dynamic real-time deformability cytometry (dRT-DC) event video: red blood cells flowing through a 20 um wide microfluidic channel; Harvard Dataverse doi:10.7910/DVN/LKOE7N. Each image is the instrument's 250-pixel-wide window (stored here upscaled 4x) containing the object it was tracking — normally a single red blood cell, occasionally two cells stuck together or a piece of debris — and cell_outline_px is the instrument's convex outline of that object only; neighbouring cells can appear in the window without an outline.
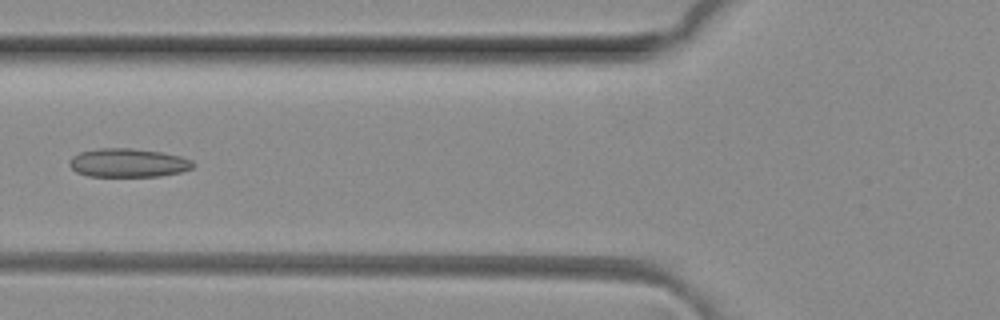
{"species": "common noctule bat (a hibernating species)", "species_latin": "Nyctalus noctula", "temperature_condition": "room temperature", "stored_images_in_passage": 6, "camera_frame_rate_fps": 3000, "um_per_image_px": 0.085, "animal": {"sex": "female", "body_mass_g": 29.2, "forearm_length_mm": 56.3}, "frame": {"image": 1, "passage_image": 5, "time_ms": 1.333, "image_size_px": [1000, 320], "cell_outline_px": [[196, 164], [192, 168], [180, 172], [160, 176], [88, 176], [76, 172], [68, 164], [68, 160], [72, 156], [80, 152], [100, 148], [132, 148], [160, 152], [180, 156], [192, 160]], "centroid_in_image_um": [10.87, 13.84], "position_along_channel_um": 114.9, "area_um2": 20.69}}
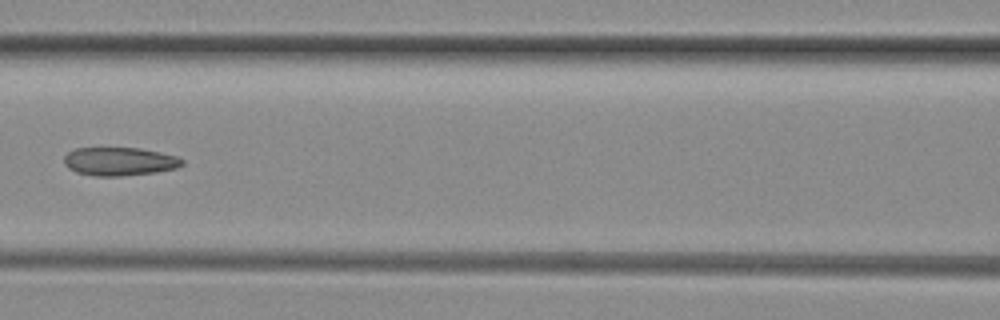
{"frame": {"image": 2, "passage_image": 6, "time_ms": 1.667, "image_size_px": [1000, 320], "cell_outline_px": [[184, 164], [176, 168], [156, 172], [120, 176], [92, 176], [76, 172], [68, 168], [64, 164], [64, 156], [68, 152], [76, 148], [140, 148], [160, 152], [176, 156], [184, 160]], "centroid_in_image_um": [10.14, 13.72], "position_along_channel_um": 156.5, "area_um2": 19.59}}